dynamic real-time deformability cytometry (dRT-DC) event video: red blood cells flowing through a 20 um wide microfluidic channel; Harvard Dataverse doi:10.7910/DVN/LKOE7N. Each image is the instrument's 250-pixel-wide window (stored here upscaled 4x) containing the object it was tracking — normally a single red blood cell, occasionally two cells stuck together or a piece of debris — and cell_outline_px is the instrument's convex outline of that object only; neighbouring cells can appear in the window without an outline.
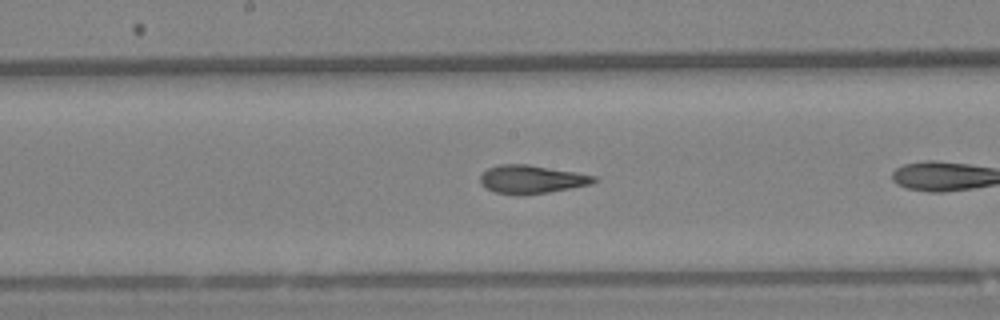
{"species": "Egyptian fruit bat (a non-hibernating species)", "species_latin": "Rousettus aegyptiacus", "temperature_condition": "warm", "stored_images_in_passage": 19, "camera_frame_rate_fps": 3000, "um_per_image_px": 0.085, "animal": {"sex": "female"}, "frame": {"image": 1, "passage_image": 14, "time_ms": 4.333, "image_size_px": [1000, 320], "cell_outline_px": [[600, 180], [592, 184], [548, 192], [524, 196], [516, 196], [496, 192], [480, 184], [480, 176], [488, 168], [500, 164], [528, 164], [596, 176]], "centroid_in_image_um": [45.19, 15.25], "position_along_channel_um": 203.0, "area_um2": 18.84}}